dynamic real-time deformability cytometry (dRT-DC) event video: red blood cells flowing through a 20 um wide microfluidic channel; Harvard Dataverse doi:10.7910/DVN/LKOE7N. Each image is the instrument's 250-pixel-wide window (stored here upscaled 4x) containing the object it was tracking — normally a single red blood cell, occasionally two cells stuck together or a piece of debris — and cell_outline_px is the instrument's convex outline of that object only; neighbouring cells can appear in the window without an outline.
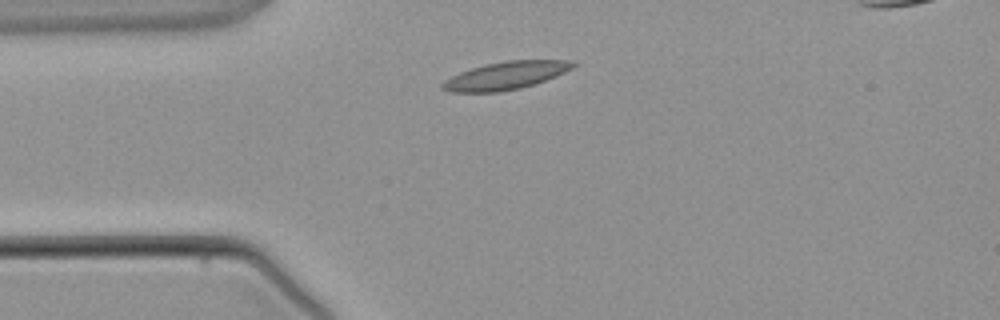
{"species": "common noctule bat (a hibernating species)", "species_latin": "Nyctalus noctula", "temperature_condition": "warm", "stored_images_in_passage": 2, "camera_frame_rate_fps": 3000, "um_per_image_px": 0.085, "animal": {"sex": "male", "body_mass_g": 21.5, "forearm_length_mm": 52.0}, "frame": {"image": 1, "passage_image": 1, "time_ms": 0.0, "image_size_px": [1000, 320], "cell_outline_px": [[580, 64], [556, 76], [536, 84], [520, 88], [500, 92], [452, 92], [440, 88], [440, 84], [444, 80], [460, 72], [484, 64], [508, 60], [572, 60]], "centroid_in_image_um": [43.0, 6.42], "position_along_channel_um": 42.0, "area_um2": 21.33}}